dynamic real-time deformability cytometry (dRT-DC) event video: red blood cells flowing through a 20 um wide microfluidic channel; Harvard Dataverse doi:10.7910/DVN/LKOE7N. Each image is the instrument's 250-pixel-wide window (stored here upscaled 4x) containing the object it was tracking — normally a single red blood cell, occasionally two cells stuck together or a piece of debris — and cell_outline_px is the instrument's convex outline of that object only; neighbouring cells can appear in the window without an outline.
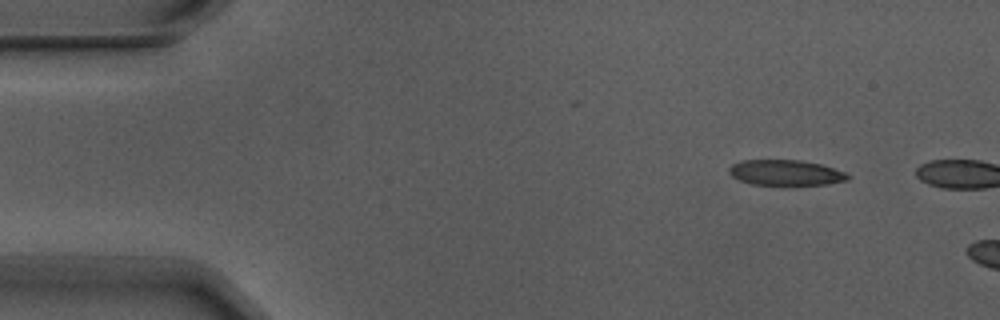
{"species": "Egyptian fruit bat (a non-hibernating species)", "species_latin": "Rousettus aegyptiacus", "temperature_condition": "warm", "stored_images_in_passage": 2, "camera_frame_rate_fps": 3000, "um_per_image_px": 0.085, "animal": {"sex": "male"}, "frame": {"image": 1, "passage_image": 1, "time_ms": 0.0, "image_size_px": [1000, 320], "cell_outline_px": [[852, 176], [848, 180], [824, 184], [752, 184], [740, 180], [732, 176], [728, 172], [728, 168], [732, 164], [740, 160], [800, 160], [820, 164], [844, 172]], "centroid_in_image_um": [66.75, 14.66], "position_along_channel_um": 18.2, "area_um2": 17.4}}